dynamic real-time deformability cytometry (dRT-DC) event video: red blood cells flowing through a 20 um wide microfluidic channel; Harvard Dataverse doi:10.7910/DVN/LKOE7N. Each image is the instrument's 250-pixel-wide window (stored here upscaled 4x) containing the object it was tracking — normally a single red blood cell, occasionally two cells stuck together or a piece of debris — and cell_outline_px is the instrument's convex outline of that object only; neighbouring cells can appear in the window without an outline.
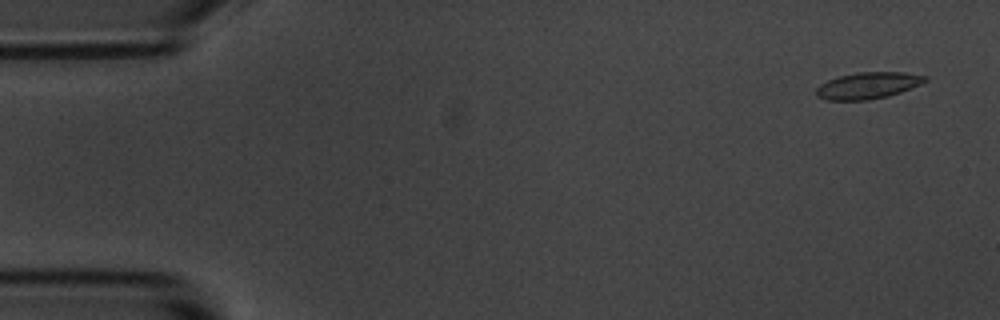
{"species": "common noctule bat (a hibernating species)", "species_latin": "Nyctalus noctula", "temperature_condition": "room temperature", "stored_images_in_passage": 8, "camera_frame_rate_fps": 3000, "um_per_image_px": 0.085, "animal": {"sex": "male", "body_mass_g": 20.1, "forearm_length_mm": 53.5}, "frame": {"image": 1, "passage_image": 1, "time_ms": 0.0, "image_size_px": [1000, 320], "cell_outline_px": [[928, 80], [920, 84], [900, 92], [888, 96], [868, 100], [828, 100], [816, 96], [816, 88], [820, 84], [828, 80], [840, 76], [856, 72], [904, 72], [928, 76]], "centroid_in_image_um": [73.78, 7.26], "position_along_channel_um": 11.2, "area_um2": 16.82}}
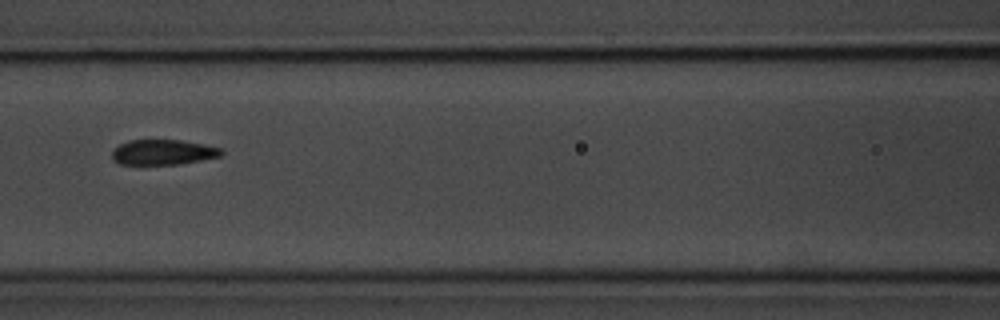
{"frame": {"image": 2, "passage_image": 7, "time_ms": 7.0, "image_size_px": [1000, 320], "cell_outline_px": [[224, 152], [220, 156], [180, 164], [120, 164], [112, 160], [112, 148], [128, 140], [180, 140], [204, 144], [220, 148]], "centroid_in_image_um": [13.82, 12.93], "position_along_channel_um": 152.8, "area_um2": 16.07}}
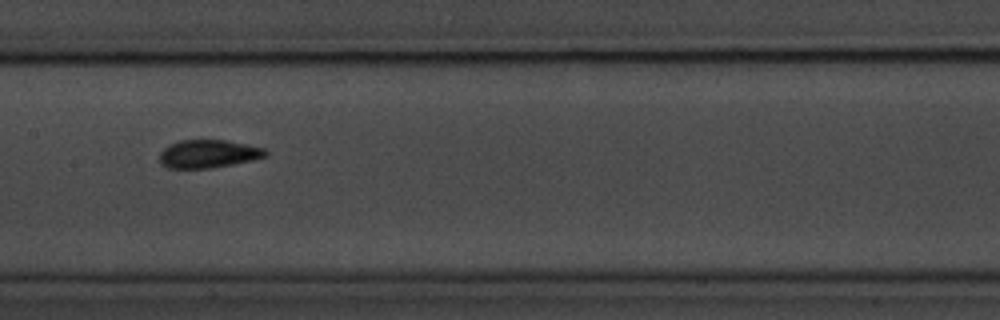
{"frame": {"image": 3, "passage_image": 8, "time_ms": 8.0, "image_size_px": [1000, 320], "cell_outline_px": [[268, 156], [252, 160], [212, 168], [168, 168], [160, 164], [160, 152], [168, 144], [180, 140], [224, 140], [248, 144], [264, 148], [268, 152]], "centroid_in_image_um": [17.71, 13.07], "position_along_channel_um": 189.7, "area_um2": 17.46}}